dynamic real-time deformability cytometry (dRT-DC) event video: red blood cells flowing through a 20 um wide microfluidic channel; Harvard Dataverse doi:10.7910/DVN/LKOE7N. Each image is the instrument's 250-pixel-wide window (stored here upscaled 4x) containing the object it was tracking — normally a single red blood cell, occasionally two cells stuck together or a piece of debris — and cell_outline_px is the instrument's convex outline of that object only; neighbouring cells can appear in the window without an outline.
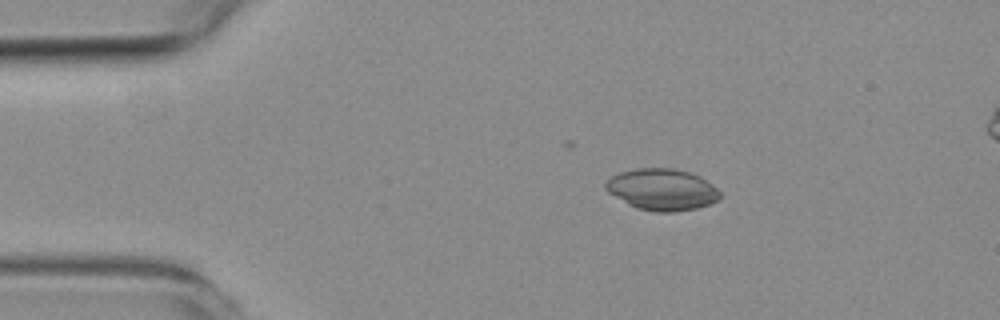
{"species": "common noctule bat (a hibernating species)", "species_latin": "Nyctalus noctula", "temperature_condition": "room temperature", "stored_images_in_passage": 49, "camera_frame_rate_fps": 3000, "um_per_image_px": 0.085, "animal": {"sex": "female", "body_mass_g": 19.3, "forearm_length_mm": 54.1}, "frame": {"image": 1, "passage_image": 3, "time_ms": 0.667, "image_size_px": [1000, 320], "cell_outline_px": [[720, 200], [696, 208], [676, 212], [656, 212], [636, 208], [628, 204], [608, 192], [604, 188], [604, 184], [612, 176], [620, 172], [636, 168], [672, 168], [692, 172], [700, 176], [712, 184], [720, 192]], "centroid_in_image_um": [56.28, 16.11], "position_along_channel_um": 28.7, "area_um2": 27.8}}
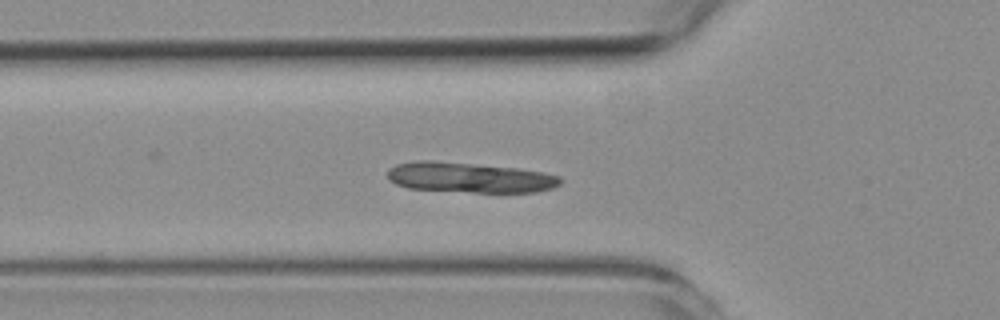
{"frame": {"image": 2, "passage_image": 12, "time_ms": 3.667, "image_size_px": [1000, 320], "cell_outline_px": [[564, 180], [560, 184], [552, 188], [536, 192], [472, 192], [408, 188], [396, 184], [388, 180], [388, 168], [396, 164], [420, 160], [432, 160], [516, 168], [544, 172], [560, 176]], "centroid_in_image_um": [39.92, 15.08], "position_along_channel_um": 85.9, "area_um2": 30.52}}
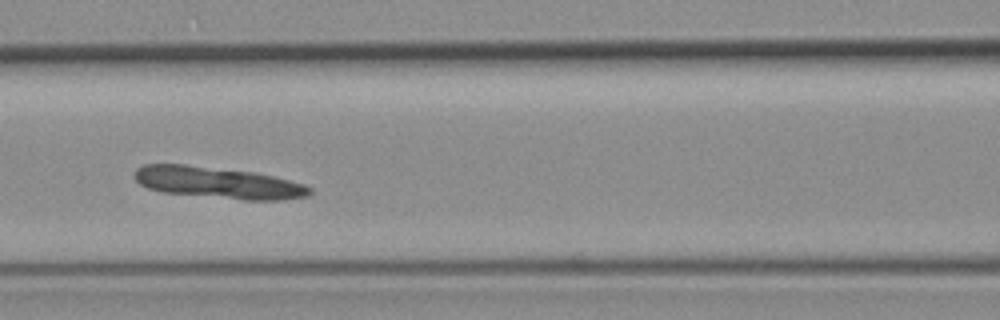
{"frame": {"image": 3, "passage_image": 17, "time_ms": 5.333, "image_size_px": [1000, 320], "cell_outline_px": [[312, 192], [308, 196], [284, 200], [244, 200], [164, 192], [148, 188], [140, 184], [136, 180], [136, 168], [144, 164], [184, 164], [256, 172], [304, 184], [312, 188]], "centroid_in_image_um": [18.57, 15.53], "position_along_channel_um": 148.0, "area_um2": 32.14}}